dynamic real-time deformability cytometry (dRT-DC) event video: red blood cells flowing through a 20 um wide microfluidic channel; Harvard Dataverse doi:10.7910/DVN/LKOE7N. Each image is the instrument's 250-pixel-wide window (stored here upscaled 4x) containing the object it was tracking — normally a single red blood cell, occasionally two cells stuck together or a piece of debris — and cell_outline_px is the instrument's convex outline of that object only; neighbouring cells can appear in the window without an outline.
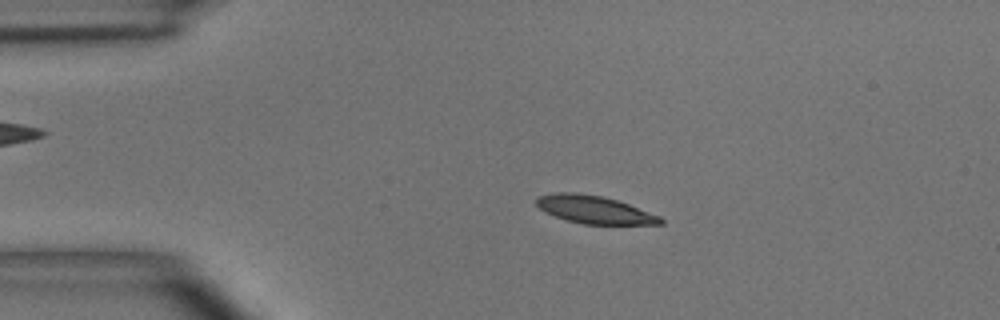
{"species": "common noctule bat (a hibernating species)", "species_latin": "Nyctalus noctula", "temperature_condition": "room temperature", "stored_images_in_passage": 50, "camera_frame_rate_fps": 3000, "um_per_image_px": 0.085, "animal": {"sex": "male", "body_mass_g": 15.6}, "frame": {"image": 1, "passage_image": 10, "time_ms": 3.0, "image_size_px": [1000, 320], "cell_outline_px": [[664, 224], [584, 224], [568, 220], [544, 212], [536, 204], [536, 200], [540, 196], [560, 192], [572, 192], [604, 196], [628, 204], [660, 216], [664, 220]], "centroid_in_image_um": [50.54, 17.82], "position_along_channel_um": 34.5, "area_um2": 19.83}}
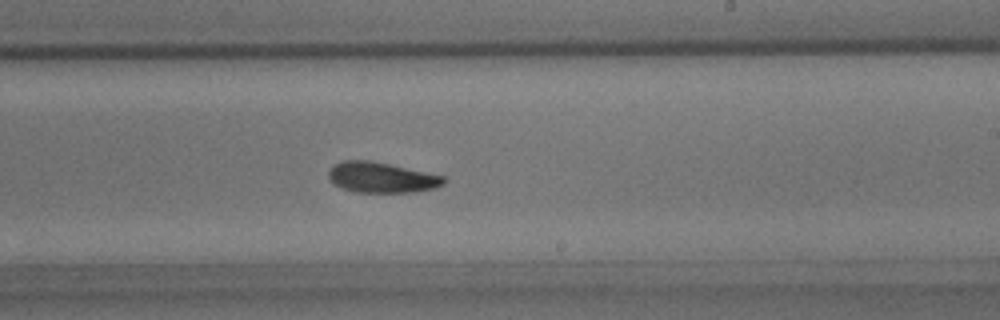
{"frame": {"image": 2, "passage_image": 30, "time_ms": 9.667, "image_size_px": [1000, 320], "cell_outline_px": [[448, 180], [444, 184], [436, 188], [416, 192], [356, 192], [340, 188], [328, 176], [328, 172], [336, 164], [344, 160], [368, 160], [388, 164], [444, 176]], "centroid_in_image_um": [32.47, 15.1], "position_along_channel_um": 256.5, "area_um2": 20.29}}
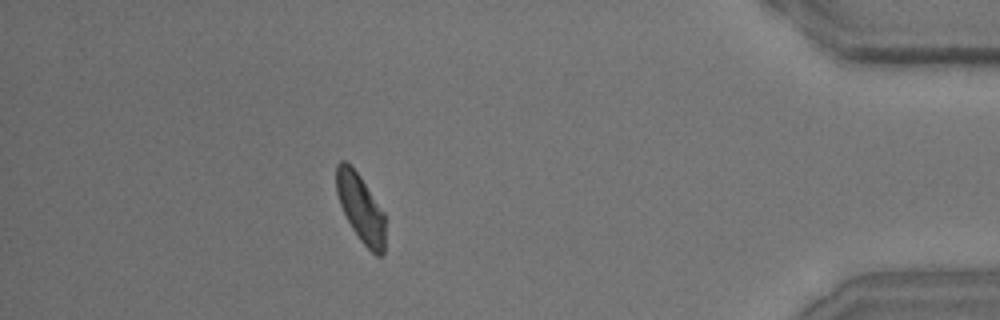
{"frame": {"image": 3, "passage_image": 45, "time_ms": 14.667, "image_size_px": [1000, 320], "cell_outline_px": [[384, 252], [380, 256], [376, 256], [360, 240], [352, 228], [340, 204], [336, 192], [336, 164], [340, 160], [344, 160], [360, 176], [384, 212]], "centroid_in_image_um": [30.64, 17.68], "position_along_channel_um": 404.6, "area_um2": 19.02}, "authors_computed_cell_mechanics": {"area_um2": 20.4034, "velocity_mm_per_s": 3.9045, "shape_relaxation_time_tau1_ms": 3.1459, "shape_relaxation_time_tau2_ms": 6.0791, "deformation_change_tau1": 0.1322, "deformation_change_tau2": 0.1152}}